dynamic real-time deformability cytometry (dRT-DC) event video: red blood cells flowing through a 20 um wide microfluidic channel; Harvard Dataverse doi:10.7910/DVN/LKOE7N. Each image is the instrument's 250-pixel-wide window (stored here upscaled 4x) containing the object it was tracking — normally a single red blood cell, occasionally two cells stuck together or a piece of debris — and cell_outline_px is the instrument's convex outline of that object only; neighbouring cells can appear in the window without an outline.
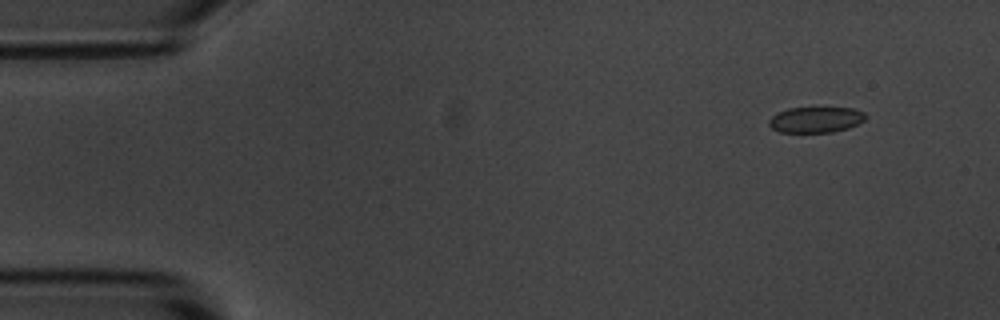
{"species": "common noctule bat (a hibernating species)", "species_latin": "Nyctalus noctula", "temperature_condition": "room temperature", "stored_images_in_passage": 4, "camera_frame_rate_fps": 3000, "um_per_image_px": 0.085, "animal": {"sex": "male", "body_mass_g": 20.1, "forearm_length_mm": 53.5}, "frame": {"image": 1, "passage_image": 1, "time_ms": 0.0, "image_size_px": [1000, 320], "cell_outline_px": [[864, 120], [848, 128], [832, 132], [780, 132], [772, 128], [768, 124], [768, 120], [772, 116], [788, 108], [852, 108], [864, 112]], "centroid_in_image_um": [69.31, 10.18], "position_along_channel_um": 15.7, "area_um2": 14.28}}